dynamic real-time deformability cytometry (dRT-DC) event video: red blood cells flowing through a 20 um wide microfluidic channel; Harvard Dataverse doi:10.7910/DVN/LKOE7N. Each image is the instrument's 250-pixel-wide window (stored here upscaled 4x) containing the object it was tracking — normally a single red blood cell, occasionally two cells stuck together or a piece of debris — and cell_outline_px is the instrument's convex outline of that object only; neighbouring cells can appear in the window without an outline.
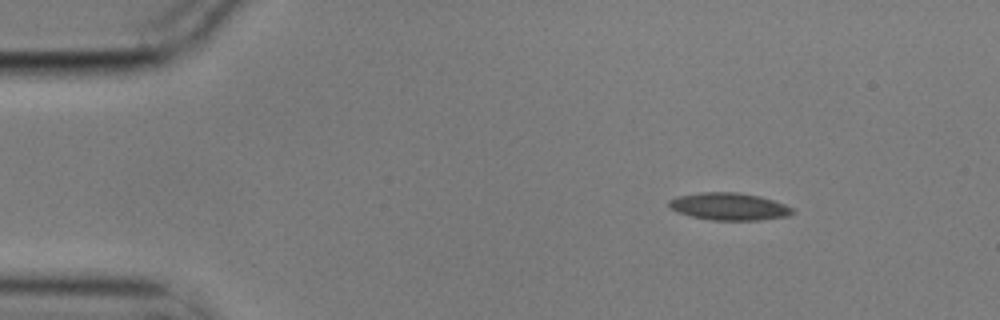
{"species": "common noctule bat (a hibernating species)", "species_latin": "Nyctalus noctula", "temperature_condition": "cold", "stored_images_in_passage": 4, "camera_frame_rate_fps": 3000, "um_per_image_px": 0.085, "animal": {"sex": "male", "body_mass_g": 17.9}, "frame": {"image": 1, "passage_image": 2, "time_ms": 0.333, "image_size_px": [1000, 320], "cell_outline_px": [[796, 212], [788, 216], [760, 220], [712, 220], [692, 216], [676, 212], [668, 204], [668, 200], [676, 196], [700, 192], [736, 192], [760, 196], [784, 204], [792, 208]], "centroid_in_image_um": [61.96, 17.55], "position_along_channel_um": 23.0, "area_um2": 19.71}}
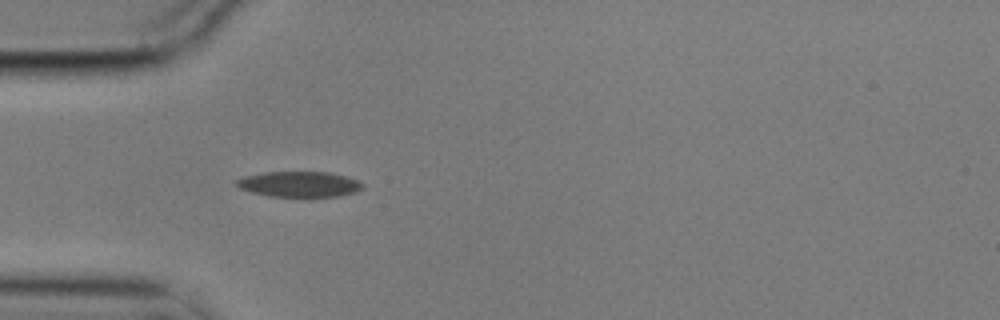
{"frame": {"image": 2, "passage_image": 4, "time_ms": 1.0, "image_size_px": [1000, 320], "cell_outline_px": [[364, 188], [356, 192], [340, 196], [304, 200], [268, 196], [252, 192], [240, 188], [236, 184], [236, 180], [244, 176], [264, 172], [328, 172], [360, 180], [364, 184]], "centroid_in_image_um": [25.5, 15.71], "position_along_channel_um": 59.5, "area_um2": 19.77}}